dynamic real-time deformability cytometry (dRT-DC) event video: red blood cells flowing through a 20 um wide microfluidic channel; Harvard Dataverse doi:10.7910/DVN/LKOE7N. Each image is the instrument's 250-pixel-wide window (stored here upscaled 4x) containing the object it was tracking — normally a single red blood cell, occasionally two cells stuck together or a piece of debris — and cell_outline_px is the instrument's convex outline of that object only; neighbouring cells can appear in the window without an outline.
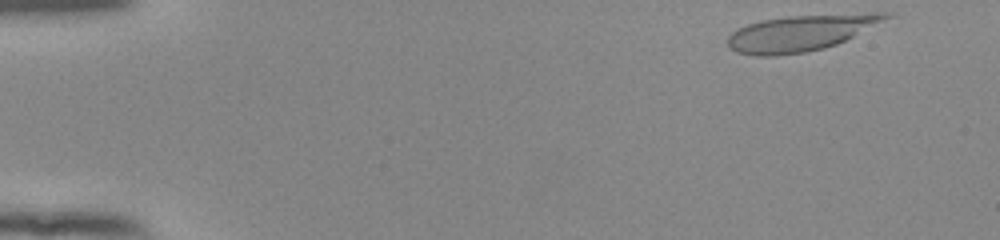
{"species": "human", "species_latin": "Homo sapiens", "temperature_condition": "room temperature", "stored_images_in_passage": 49, "camera_frame_rate_fps": 3000, "um_per_image_px": 0.085, "donor": {"sex": "female"}, "frame": {"image": 1, "passage_image": 1, "time_ms": 0.0, "image_size_px": [1000, 240], "cell_outline_px": [[892, 16], [836, 44], [824, 48], [804, 52], [776, 56], [756, 56], [736, 52], [728, 48], [728, 36], [736, 28], [760, 20], [788, 16], [872, 12], [892, 12]], "centroid_in_image_um": [68.01, 2.79], "position_along_channel_um": 17.0, "area_um2": 33.18}}
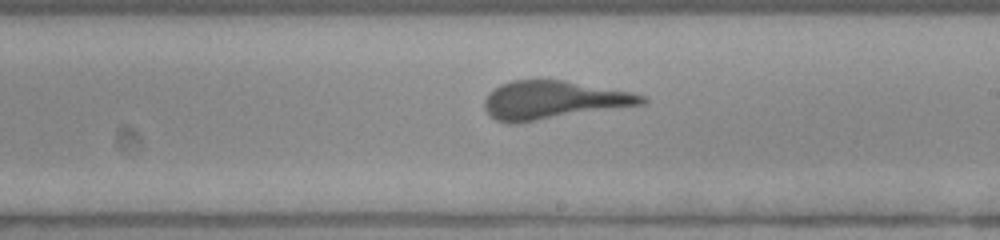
{"frame": {"image": 2, "passage_image": 28, "time_ms": 9.0, "image_size_px": [1000, 240], "cell_outline_px": [[648, 100], [644, 104], [520, 124], [508, 124], [496, 120], [484, 108], [484, 100], [488, 92], [492, 88], [500, 84], [512, 80], [564, 80], [632, 92], [648, 96]], "centroid_in_image_um": [47.03, 8.52], "position_along_channel_um": 242.0, "area_um2": 35.66}}
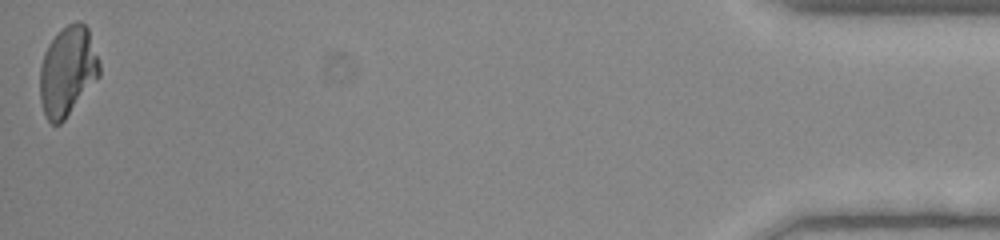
{"frame": {"image": 3, "passage_image": 49, "time_ms": 16.0, "image_size_px": [1000, 240], "cell_outline_px": [[100, 76], [64, 120], [60, 124], [52, 124], [48, 120], [44, 112], [40, 100], [40, 64], [44, 52], [48, 44], [56, 32], [68, 24], [76, 20], [80, 20], [88, 28], [100, 64]], "centroid_in_image_um": [5.74, 6.02], "position_along_channel_um": 429.5, "area_um2": 31.21}}